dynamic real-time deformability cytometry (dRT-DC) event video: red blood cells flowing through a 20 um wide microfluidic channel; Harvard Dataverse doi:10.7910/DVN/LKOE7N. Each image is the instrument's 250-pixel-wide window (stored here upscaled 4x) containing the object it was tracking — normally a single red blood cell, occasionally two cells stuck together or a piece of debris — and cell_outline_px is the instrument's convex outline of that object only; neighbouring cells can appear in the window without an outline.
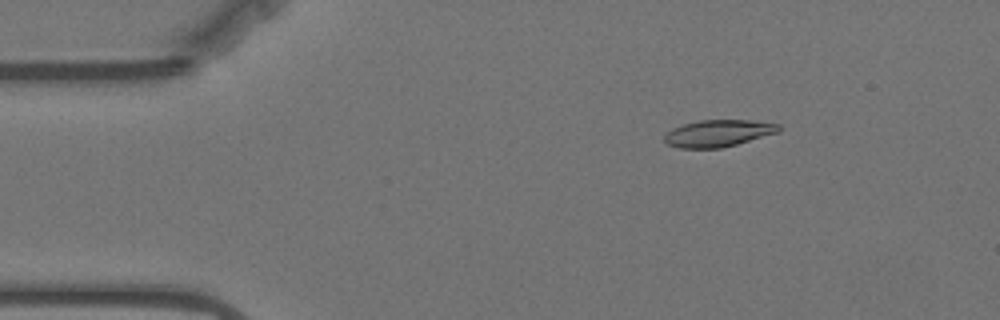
{"species": "Egyptian fruit bat (a non-hibernating species)", "species_latin": "Rousettus aegyptiacus", "temperature_condition": "warm", "stored_images_in_passage": 57, "camera_frame_rate_fps": 3000, "um_per_image_px": 0.085, "animal": {"sex": "female"}, "frame": {"image": 1, "passage_image": 8, "time_ms": 2.333, "image_size_px": [1000, 320], "cell_outline_px": [[780, 132], [736, 144], [720, 148], [680, 148], [668, 144], [664, 140], [664, 136], [672, 128], [684, 124], [700, 120], [752, 120], [780, 124]], "centroid_in_image_um": [61.07, 11.32], "position_along_channel_um": 23.9, "area_um2": 17.86}}
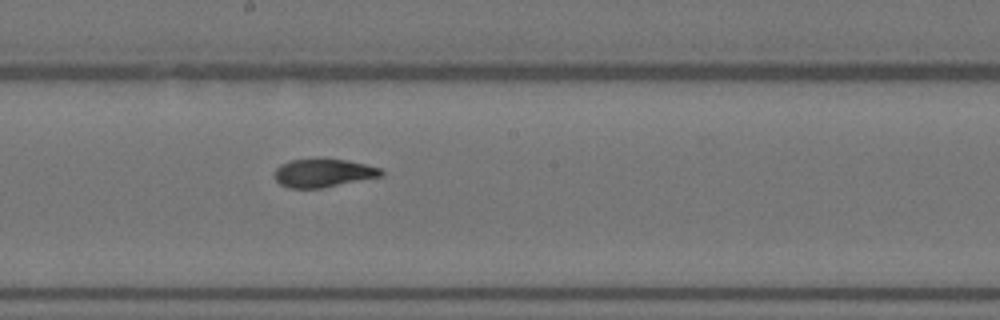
{"frame": {"image": 2, "passage_image": 30, "time_ms": 9.667, "image_size_px": [1000, 320], "cell_outline_px": [[384, 172], [380, 176], [320, 188], [288, 188], [280, 184], [276, 180], [276, 168], [280, 164], [288, 160], [316, 156], [320, 156], [344, 160], [364, 164], [380, 168]], "centroid_in_image_um": [27.41, 14.65], "position_along_channel_um": 220.8, "area_um2": 17.86}}
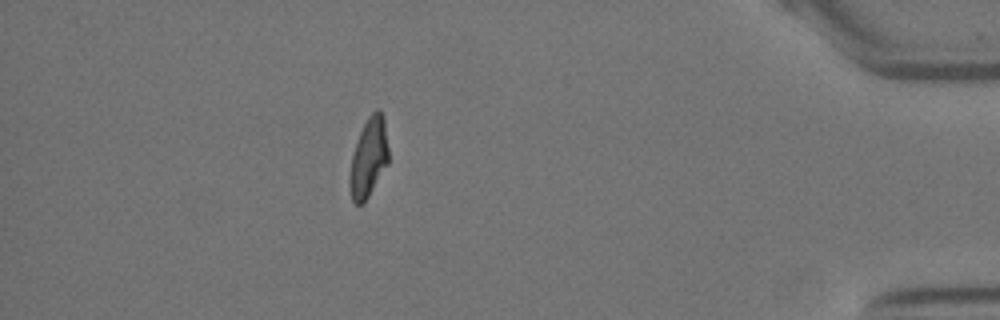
{"frame": {"image": 3, "passage_image": 50, "time_ms": 16.333, "image_size_px": [1000, 320], "cell_outline_px": [[388, 164], [364, 204], [356, 204], [352, 200], [348, 184], [348, 180], [352, 156], [360, 132], [368, 116], [376, 108], [380, 108], [384, 120], [388, 148]], "centroid_in_image_um": [31.33, 13.42], "position_along_channel_um": 403.9, "area_um2": 17.98}, "authors_computed_cell_mechanics": {"area_um2": 18.207, "velocity_mm_per_s": 3.5167, "shape_relaxation_time_tau1_ms": 9.2741, "shape_relaxation_time_tau2_ms": 1.5945, "deformation_change_tau1": 0.2723, "deformation_change_tau2": 0.0646}}